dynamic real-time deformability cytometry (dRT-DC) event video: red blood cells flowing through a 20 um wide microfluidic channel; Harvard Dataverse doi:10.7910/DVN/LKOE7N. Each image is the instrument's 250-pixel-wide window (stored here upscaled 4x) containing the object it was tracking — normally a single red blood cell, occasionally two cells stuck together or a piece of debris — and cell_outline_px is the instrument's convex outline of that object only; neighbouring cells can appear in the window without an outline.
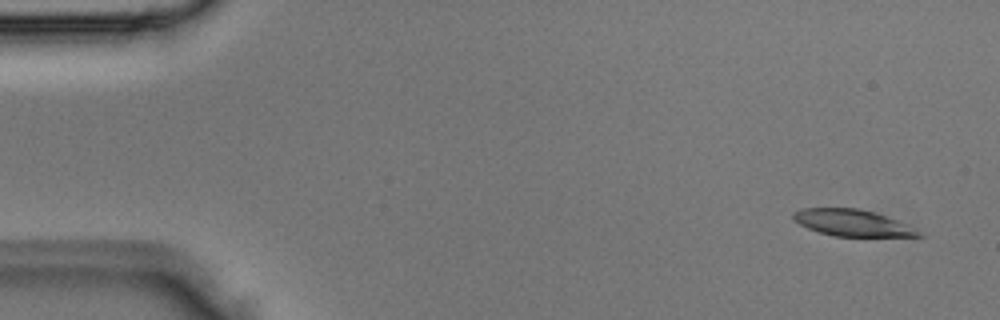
{"species": "Egyptian fruit bat (a non-hibernating species)", "species_latin": "Rousettus aegyptiacus", "temperature_condition": "room temperature", "stored_images_in_passage": 4, "camera_frame_rate_fps": 3000, "um_per_image_px": 0.085, "animal": {"sex": "male"}, "frame": {"image": 1, "passage_image": 1, "time_ms": 0.0, "image_size_px": [1000, 320], "cell_outline_px": [[924, 236], [832, 236], [808, 228], [792, 220], [792, 212], [800, 208], [856, 208], [872, 212], [896, 220], [904, 224]], "centroid_in_image_um": [72.31, 18.93], "position_along_channel_um": 12.7, "area_um2": 18.9}}
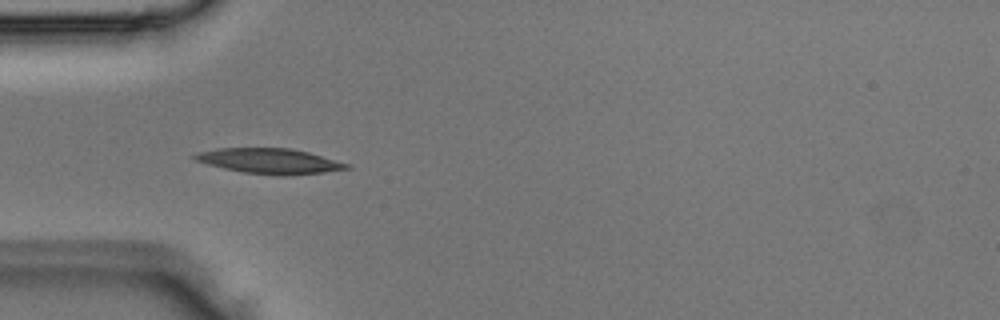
{"frame": {"image": 2, "passage_image": 4, "time_ms": 1.0, "image_size_px": [1000, 320], "cell_outline_px": [[352, 168], [324, 172], [284, 176], [280, 176], [244, 172], [224, 168], [208, 164], [196, 160], [192, 156], [196, 152], [216, 148], [292, 148], [308, 152], [352, 164]], "centroid_in_image_um": [22.96, 13.68], "position_along_channel_um": 62.0, "area_um2": 22.43}}